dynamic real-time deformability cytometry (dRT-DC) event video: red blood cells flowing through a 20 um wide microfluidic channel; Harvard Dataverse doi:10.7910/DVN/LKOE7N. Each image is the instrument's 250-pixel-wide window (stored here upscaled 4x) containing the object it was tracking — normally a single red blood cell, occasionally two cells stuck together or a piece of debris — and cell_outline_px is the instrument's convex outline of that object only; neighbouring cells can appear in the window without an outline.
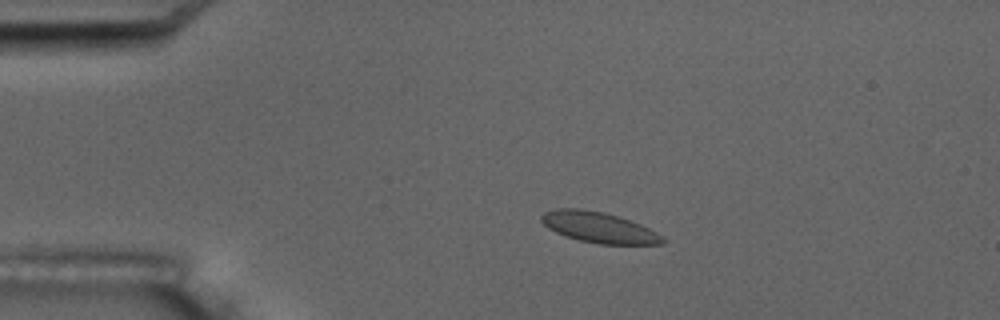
{"species": "common noctule bat (a hibernating species)", "species_latin": "Nyctalus noctula", "temperature_condition": "room temperature", "stored_images_in_passage": 10, "camera_frame_rate_fps": 3000, "um_per_image_px": 0.085, "animal": {"sex": "male", "body_mass_g": 17.5, "forearm_length_mm": 52.3}, "frame": {"image": 1, "passage_image": 4, "time_ms": 3.333, "image_size_px": [1000, 320], "cell_outline_px": [[668, 240], [664, 244], [600, 244], [580, 240], [564, 236], [548, 228], [540, 220], [540, 216], [544, 212], [556, 208], [580, 208], [604, 212], [620, 216], [640, 224], [664, 236]], "centroid_in_image_um": [50.92, 19.32], "position_along_channel_um": 34.1, "area_um2": 21.91}}
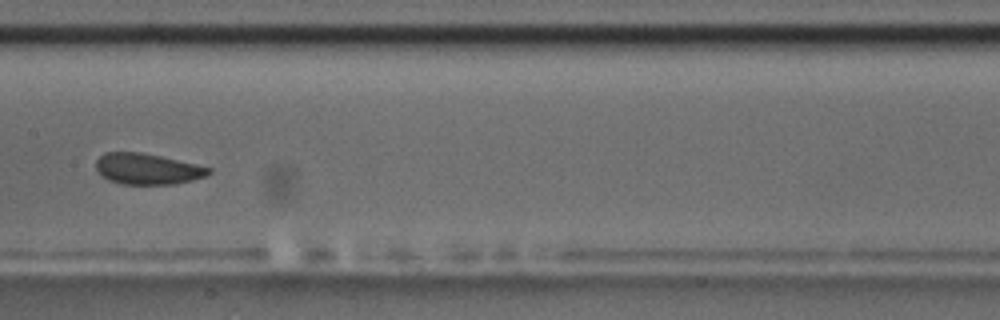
{"frame": {"image": 2, "passage_image": 9, "time_ms": 9.333, "image_size_px": [1000, 320], "cell_outline_px": [[212, 172], [204, 176], [192, 180], [176, 184], [124, 184], [108, 180], [96, 168], [96, 160], [104, 152], [140, 152], [160, 156], [196, 164], [212, 168]], "centroid_in_image_um": [12.54, 14.35], "position_along_channel_um": 194.9, "area_um2": 20.17}}
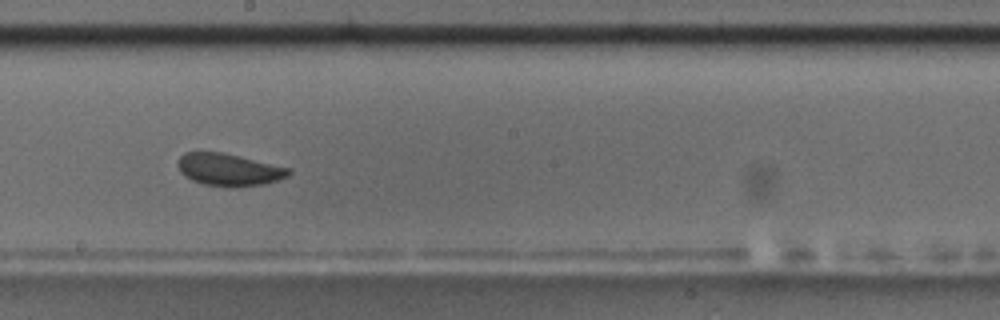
{"frame": {"image": 3, "passage_image": 10, "time_ms": 10.333, "image_size_px": [1000, 320], "cell_outline_px": [[292, 172], [288, 176], [264, 184], [232, 188], [204, 184], [192, 180], [184, 176], [180, 172], [176, 164], [176, 160], [184, 152], [224, 152], [292, 168]], "centroid_in_image_um": [19.45, 14.42], "position_along_channel_um": 228.8, "area_um2": 21.27}}